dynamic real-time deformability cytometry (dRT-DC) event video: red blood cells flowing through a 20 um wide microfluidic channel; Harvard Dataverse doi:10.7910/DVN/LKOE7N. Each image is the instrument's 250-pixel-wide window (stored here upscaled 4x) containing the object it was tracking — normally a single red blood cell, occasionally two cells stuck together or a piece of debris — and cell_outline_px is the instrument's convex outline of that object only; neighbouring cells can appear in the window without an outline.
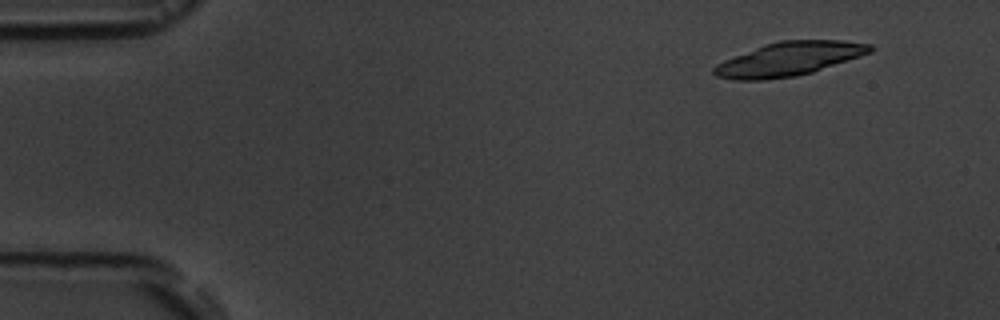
{"species": "common noctule bat (a hibernating species)", "species_latin": "Nyctalus noctula", "temperature_condition": "room temperature", "stored_images_in_passage": 4, "camera_frame_rate_fps": 3000, "um_per_image_px": 0.085, "animal": {"sex": "male", "body_mass_g": 19.5, "forearm_length_mm": 54.6}, "frame": {"image": 1, "passage_image": 1, "time_ms": 0.0, "image_size_px": [1000, 320], "cell_outline_px": [[872, 52], [812, 72], [796, 76], [764, 80], [732, 80], [716, 76], [712, 72], [712, 68], [716, 64], [724, 60], [764, 44], [780, 40], [844, 40], [872, 44]], "centroid_in_image_um": [67.04, 5.01], "position_along_channel_um": 18.0, "area_um2": 30.75}}